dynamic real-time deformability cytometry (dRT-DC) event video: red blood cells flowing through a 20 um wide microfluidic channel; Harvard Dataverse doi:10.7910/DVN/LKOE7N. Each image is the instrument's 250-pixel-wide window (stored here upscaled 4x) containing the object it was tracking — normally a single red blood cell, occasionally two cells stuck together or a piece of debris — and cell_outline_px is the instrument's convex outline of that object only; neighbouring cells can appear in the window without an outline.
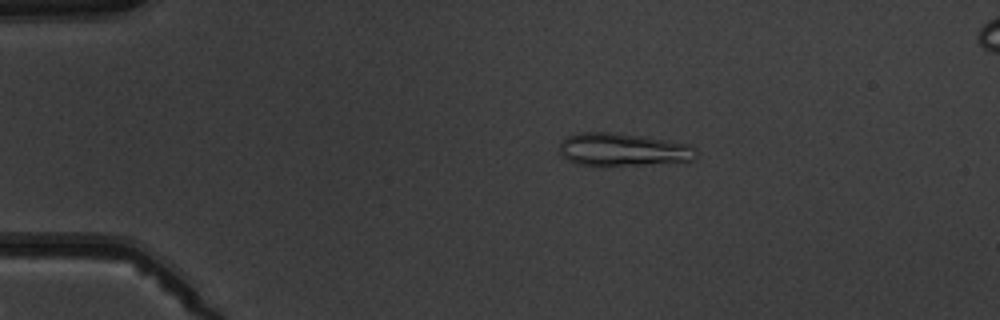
{"species": "common noctule bat (a hibernating species)", "species_latin": "Nyctalus noctula", "temperature_condition": "warm", "stored_images_in_passage": 5, "camera_frame_rate_fps": 3000, "um_per_image_px": 0.085, "animal": {"sex": "male", "body_mass_g": 19.5, "forearm_length_mm": 54.6}, "frame": {"image": 1, "passage_image": 3, "time_ms": 2.333, "image_size_px": [1000, 320], "cell_outline_px": [[696, 156], [692, 160], [600, 168], [572, 164], [560, 156], [560, 144], [568, 136], [580, 132], [608, 132], [644, 136], [688, 144], [696, 152]], "centroid_in_image_um": [52.83, 12.75], "position_along_channel_um": 32.2, "area_um2": 26.7}}
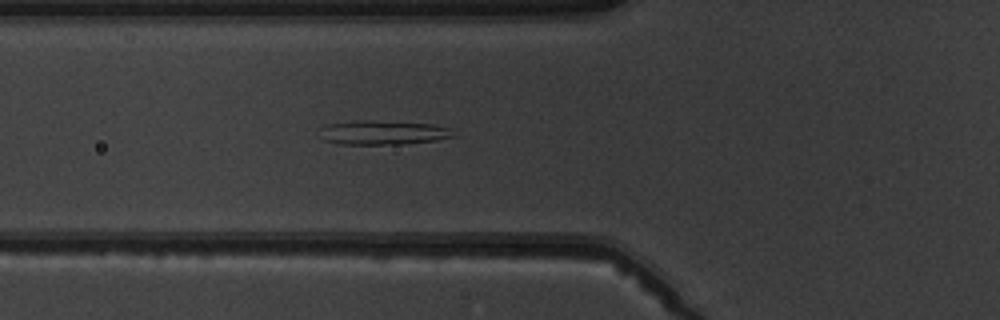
{"frame": {"image": 2, "passage_image": 5, "time_ms": 5.333, "image_size_px": [1000, 320], "cell_outline_px": [[456, 136], [436, 140], [400, 144], [340, 144], [324, 140], [324, 128], [328, 124], [356, 120], [372, 120], [432, 124], [448, 128]], "centroid_in_image_um": [32.6, 11.26], "position_along_channel_um": 93.2, "area_um2": 18.44}}